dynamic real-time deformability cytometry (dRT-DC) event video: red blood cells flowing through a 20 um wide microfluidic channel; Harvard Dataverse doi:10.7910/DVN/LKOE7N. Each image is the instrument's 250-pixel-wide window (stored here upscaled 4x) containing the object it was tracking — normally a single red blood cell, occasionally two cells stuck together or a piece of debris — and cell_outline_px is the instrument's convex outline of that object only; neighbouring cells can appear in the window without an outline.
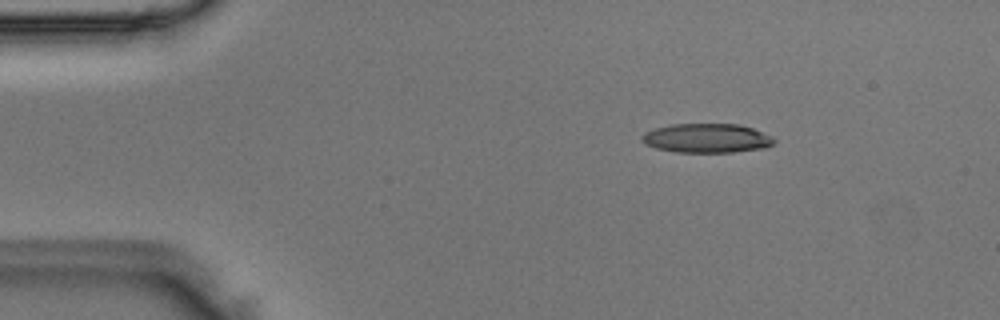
{"species": "Egyptian fruit bat (a non-hibernating species)", "species_latin": "Rousettus aegyptiacus", "temperature_condition": "room temperature", "stored_images_in_passage": 43, "camera_frame_rate_fps": 3000, "um_per_image_px": 0.085, "animal": {"sex": "male"}, "frame": {"image": 1, "passage_image": 1, "time_ms": 0.0, "image_size_px": [1000, 320], "cell_outline_px": [[776, 140], [772, 144], [764, 148], [732, 152], [676, 152], [656, 148], [644, 144], [640, 140], [640, 136], [644, 132], [656, 128], [672, 124], [740, 124], [752, 128], [772, 136]], "centroid_in_image_um": [60.04, 11.74], "position_along_channel_um": 25.0, "area_um2": 22.54}}
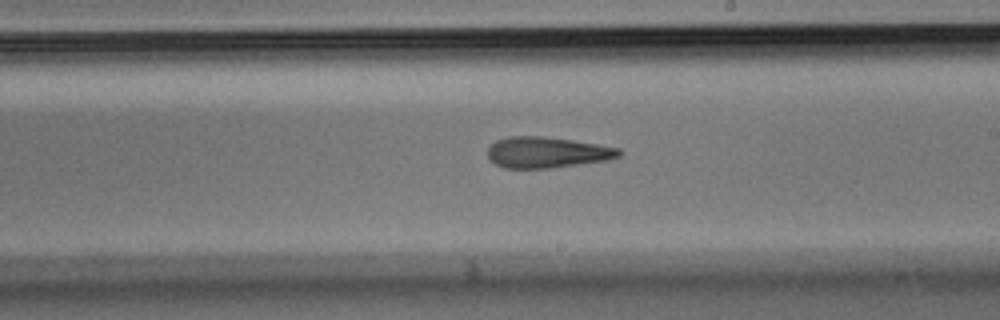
{"frame": {"image": 2, "passage_image": 22, "time_ms": 7.0, "image_size_px": [1000, 320], "cell_outline_px": [[624, 152], [620, 156], [608, 160], [548, 168], [504, 168], [496, 164], [488, 156], [488, 148], [496, 140], [508, 136], [540, 136], [572, 140], [620, 148]], "centroid_in_image_um": [46.51, 12.95], "position_along_channel_um": 242.5, "area_um2": 23.58}}
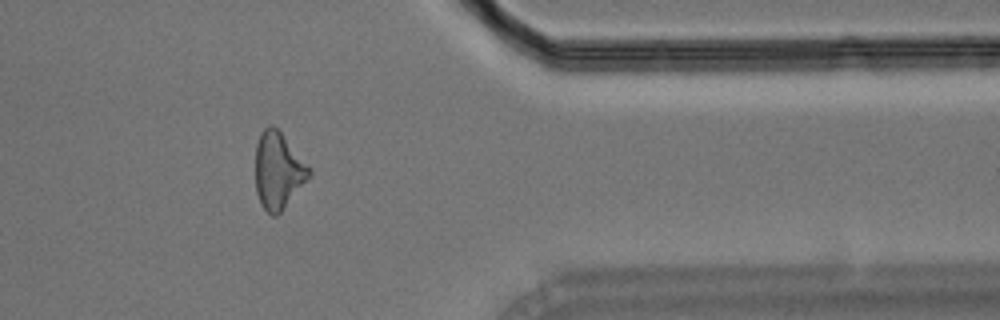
{"frame": {"image": 3, "passage_image": 34, "time_ms": 11.0, "image_size_px": [1000, 320], "cell_outline_px": [[312, 176], [280, 212], [276, 216], [272, 216], [260, 204], [256, 192], [256, 144], [260, 132], [268, 124], [272, 124], [280, 132], [312, 168]], "centroid_in_image_um": [23.66, 14.49], "position_along_channel_um": 387.7, "area_um2": 24.16}}